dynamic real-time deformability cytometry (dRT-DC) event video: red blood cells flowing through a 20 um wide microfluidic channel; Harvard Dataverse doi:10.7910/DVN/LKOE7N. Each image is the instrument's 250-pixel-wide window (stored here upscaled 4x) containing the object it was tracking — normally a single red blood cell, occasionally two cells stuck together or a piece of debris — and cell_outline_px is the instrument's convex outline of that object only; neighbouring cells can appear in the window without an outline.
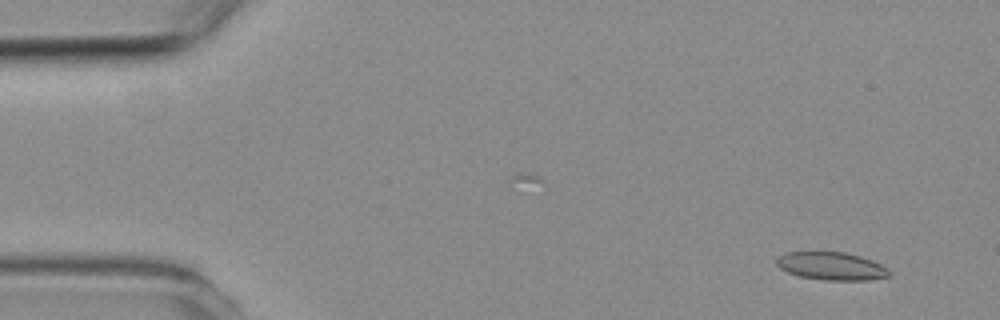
{"species": "common noctule bat (a hibernating species)", "species_latin": "Nyctalus noctula", "temperature_condition": "room temperature", "stored_images_in_passage": 6, "camera_frame_rate_fps": 3000, "um_per_image_px": 0.085, "animal": {"sex": "female", "body_mass_g": 19.3, "forearm_length_mm": 54.1}, "frame": {"image": 1, "passage_image": 1, "time_ms": 0.0, "image_size_px": [1000, 320], "cell_outline_px": [[892, 272], [888, 276], [868, 280], [824, 280], [800, 276], [788, 272], [780, 268], [776, 264], [776, 260], [784, 252], [844, 252], [860, 256], [872, 260], [888, 268]], "centroid_in_image_um": [70.68, 22.61], "position_along_channel_um": 14.3, "area_um2": 18.26}}
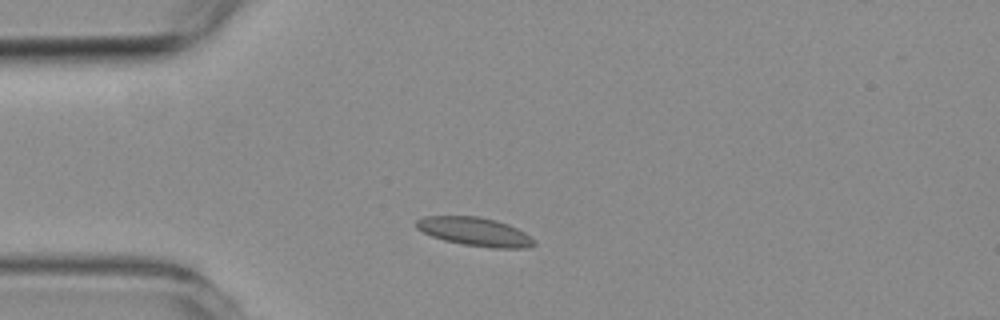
{"frame": {"image": 2, "passage_image": 4, "time_ms": 3.667, "image_size_px": [1000, 320], "cell_outline_px": [[536, 244], [528, 248], [492, 248], [464, 244], [444, 240], [432, 236], [416, 228], [416, 220], [424, 216], [476, 216], [496, 220], [508, 224], [524, 232], [536, 240]], "centroid_in_image_um": [40.39, 19.69], "position_along_channel_um": 44.6, "area_um2": 19.59}}
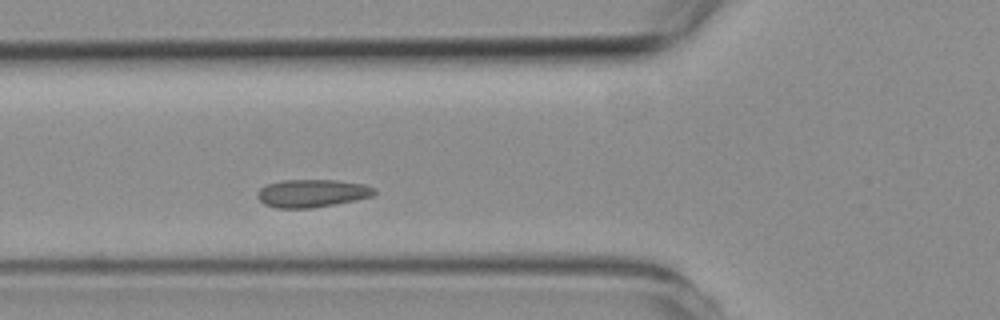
{"frame": {"image": 3, "passage_image": 6, "time_ms": 6.0, "image_size_px": [1000, 320], "cell_outline_px": [[376, 192], [372, 196], [312, 208], [276, 208], [264, 204], [256, 196], [256, 192], [260, 188], [268, 184], [284, 180], [336, 180], [364, 184], [376, 188]], "centroid_in_image_um": [26.49, 16.42], "position_along_channel_um": 99.3, "area_um2": 18.84}}